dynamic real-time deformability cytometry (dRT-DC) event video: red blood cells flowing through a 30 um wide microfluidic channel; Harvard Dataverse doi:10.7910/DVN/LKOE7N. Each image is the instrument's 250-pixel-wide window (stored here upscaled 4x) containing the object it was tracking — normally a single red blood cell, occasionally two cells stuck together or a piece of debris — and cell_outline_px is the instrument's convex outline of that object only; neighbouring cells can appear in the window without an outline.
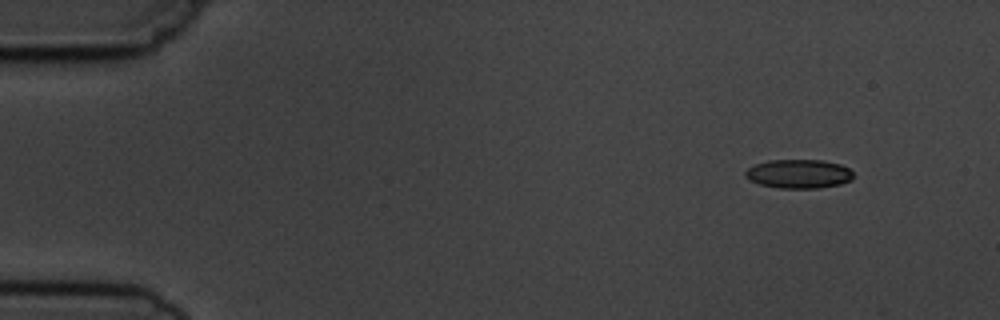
{"species": "common noctule bat (a hibernating species)", "species_latin": "Nyctalus noctula", "temperature_condition": "cold", "stored_images_in_passage": 4, "camera_frame_rate_fps": 3000, "um_per_image_px": 0.085, "animal": {"sex": "male", "body_mass_g": 19.5, "forearm_length_mm": 54.6}, "frame": {"image": 1, "passage_image": 1, "time_ms": 0.0, "image_size_px": [1000, 320], "cell_outline_px": [[852, 180], [840, 184], [820, 188], [780, 188], [760, 184], [748, 180], [744, 176], [744, 172], [748, 168], [756, 164], [768, 160], [824, 160], [840, 164], [848, 168], [852, 172]], "centroid_in_image_um": [67.88, 14.77], "position_along_channel_um": 17.1, "area_um2": 18.26}}
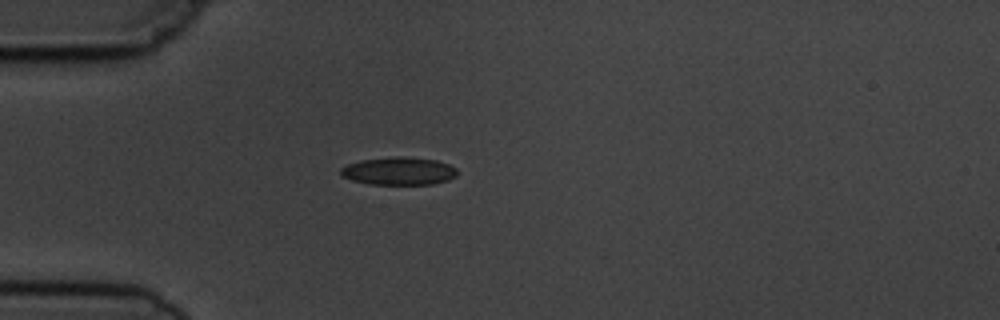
{"frame": {"image": 2, "passage_image": 4, "time_ms": 3.333, "image_size_px": [1000, 320], "cell_outline_px": [[456, 176], [448, 180], [432, 184], [368, 184], [352, 180], [340, 176], [340, 168], [348, 164], [360, 160], [396, 156], [400, 156], [436, 160], [448, 164], [456, 168]], "centroid_in_image_um": [33.86, 14.54], "position_along_channel_um": 51.1, "area_um2": 18.9}}